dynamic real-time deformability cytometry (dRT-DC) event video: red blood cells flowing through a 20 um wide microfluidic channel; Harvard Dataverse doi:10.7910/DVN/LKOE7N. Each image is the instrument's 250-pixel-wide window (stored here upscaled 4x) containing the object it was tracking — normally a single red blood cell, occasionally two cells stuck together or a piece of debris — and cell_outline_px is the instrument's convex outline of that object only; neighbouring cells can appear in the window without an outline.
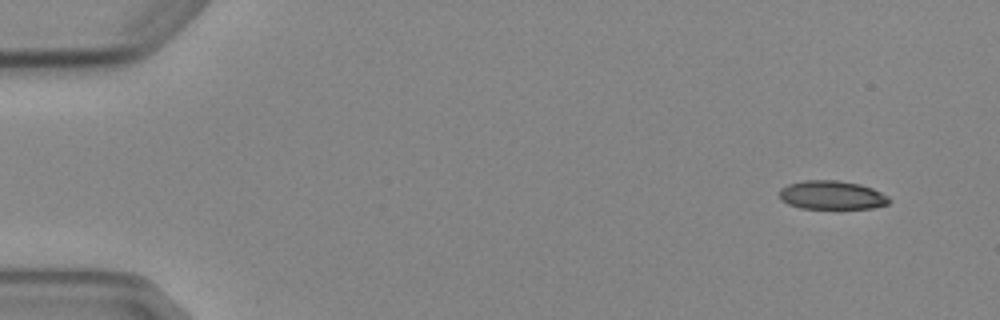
{"species": "Egyptian fruit bat (a non-hibernating species)", "species_latin": "Rousettus aegyptiacus", "temperature_condition": "cold", "stored_images_in_passage": 7, "camera_frame_rate_fps": 3000, "um_per_image_px": 0.085, "animal": {"sex": "female"}, "frame": {"image": 1, "passage_image": 1, "time_ms": 0.0, "image_size_px": [1000, 320], "cell_outline_px": [[892, 200], [888, 204], [872, 208], [800, 208], [788, 204], [780, 200], [780, 188], [788, 184], [804, 180], [836, 180], [860, 184], [872, 188], [888, 196]], "centroid_in_image_um": [70.7, 16.58], "position_along_channel_um": 14.3, "area_um2": 18.38}}
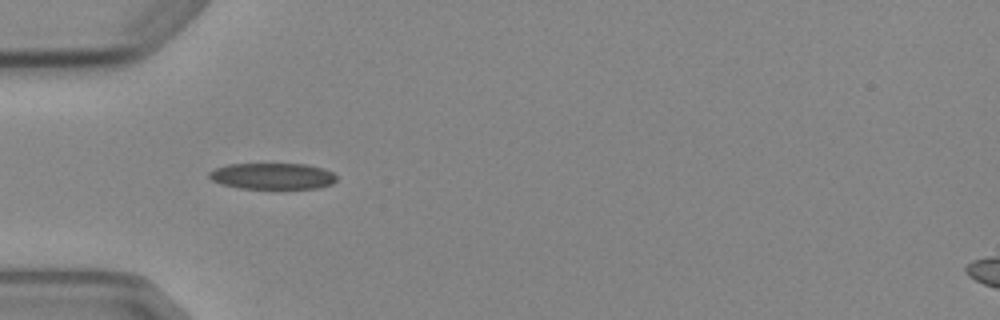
{"frame": {"image": 2, "passage_image": 4, "time_ms": 4.333, "image_size_px": [1000, 320], "cell_outline_px": [[336, 180], [332, 184], [320, 188], [240, 188], [220, 184], [212, 180], [208, 176], [208, 172], [216, 168], [228, 164], [308, 164], [324, 168], [332, 172], [336, 176]], "centroid_in_image_um": [23.17, 14.96], "position_along_channel_um": 61.8, "area_um2": 19.54}}
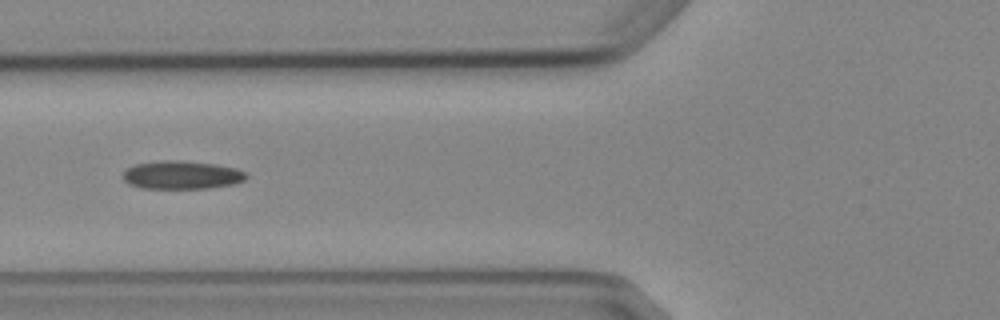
{"frame": {"image": 3, "passage_image": 5, "time_ms": 5.667, "image_size_px": [1000, 320], "cell_outline_px": [[248, 176], [244, 180], [232, 184], [208, 188], [140, 188], [128, 184], [124, 180], [124, 172], [128, 168], [136, 164], [160, 160], [180, 160], [216, 164], [236, 168], [244, 172]], "centroid_in_image_um": [15.44, 14.87], "position_along_channel_um": 110.4, "area_um2": 20.23}}